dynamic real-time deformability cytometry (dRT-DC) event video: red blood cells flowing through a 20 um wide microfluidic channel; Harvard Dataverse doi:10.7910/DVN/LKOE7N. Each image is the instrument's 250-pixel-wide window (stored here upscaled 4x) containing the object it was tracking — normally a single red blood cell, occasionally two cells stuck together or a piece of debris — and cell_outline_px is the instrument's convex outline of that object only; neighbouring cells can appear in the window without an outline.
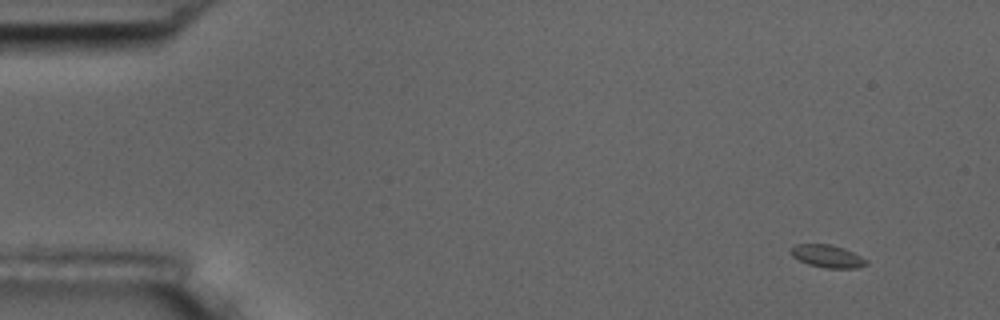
{"species": "common noctule bat (a hibernating species)", "species_latin": "Nyctalus noctula", "temperature_condition": "room temperature", "stored_images_in_passage": 10, "camera_frame_rate_fps": 3000, "um_per_image_px": 0.085, "animal": {"sex": "male", "body_mass_g": 17.5, "forearm_length_mm": 52.3}, "frame": {"image": 1, "passage_image": 1, "time_ms": 0.0, "image_size_px": [1000, 320], "cell_outline_px": [[868, 264], [856, 268], [824, 268], [808, 264], [792, 256], [788, 252], [796, 244], [832, 244], [844, 248], [868, 260]], "centroid_in_image_um": [70.32, 21.77], "position_along_channel_um": 14.7, "area_um2": 10.0}}
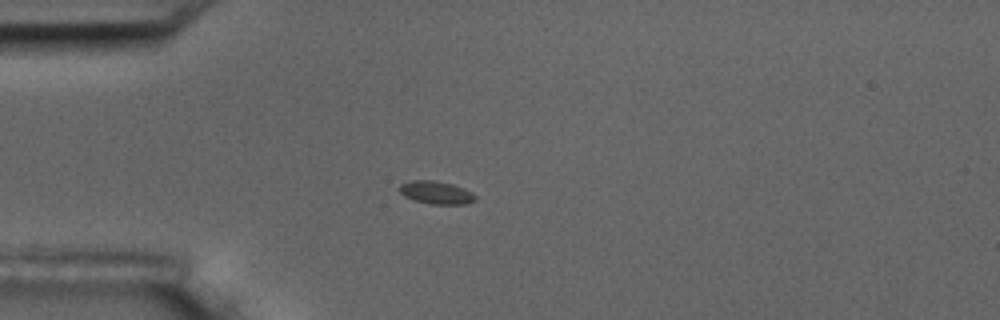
{"frame": {"image": 2, "passage_image": 4, "time_ms": 1.0, "image_size_px": [1000, 320], "cell_outline_px": [[476, 200], [468, 204], [432, 204], [412, 200], [404, 196], [400, 192], [400, 184], [412, 180], [432, 180], [452, 184], [464, 188], [472, 192], [476, 196]], "centroid_in_image_um": [37.09, 16.37], "position_along_channel_um": 47.9, "area_um2": 10.17}}